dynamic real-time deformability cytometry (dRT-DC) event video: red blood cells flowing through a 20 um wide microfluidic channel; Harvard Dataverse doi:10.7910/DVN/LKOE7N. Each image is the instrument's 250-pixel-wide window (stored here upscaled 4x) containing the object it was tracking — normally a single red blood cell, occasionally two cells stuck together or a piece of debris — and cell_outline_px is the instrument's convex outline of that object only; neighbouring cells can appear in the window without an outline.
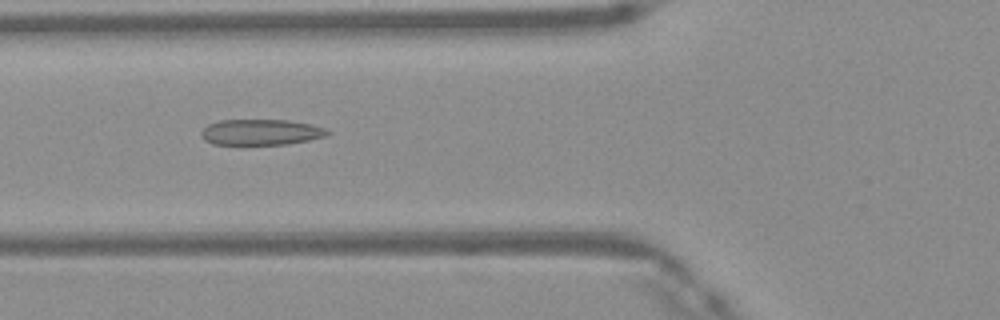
{"species": "Egyptian fruit bat (a non-hibernating species)", "species_latin": "Rousettus aegyptiacus", "temperature_condition": "warm", "stored_images_in_passage": 48, "camera_frame_rate_fps": 3000, "um_per_image_px": 0.085, "frame": {"image": 1, "passage_image": 18, "time_ms": 5.667, "image_size_px": [1000, 320], "cell_outline_px": [[332, 132], [328, 136], [288, 144], [212, 144], [204, 140], [200, 136], [200, 132], [208, 124], [220, 120], [288, 120], [312, 124], [324, 128]], "centroid_in_image_um": [22.19, 11.23], "position_along_channel_um": 103.6, "area_um2": 19.07}}
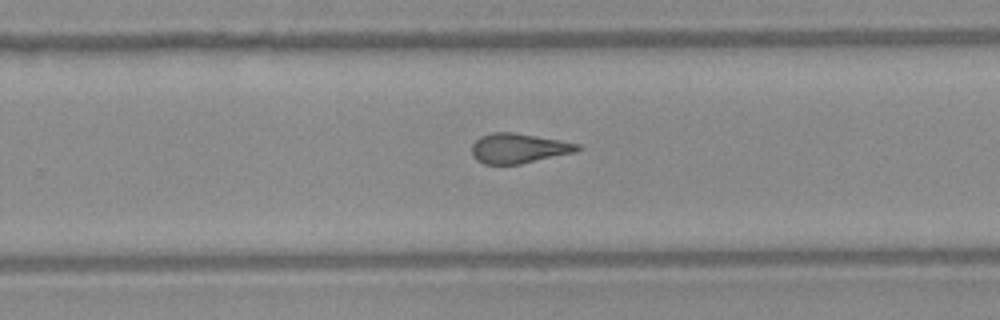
{"frame": {"image": 2, "passage_image": 31, "time_ms": 10.0, "image_size_px": [1000, 320], "cell_outline_px": [[584, 148], [576, 152], [520, 164], [484, 164], [476, 160], [472, 156], [472, 144], [480, 136], [492, 132], [512, 132], [536, 136], [580, 144]], "centroid_in_image_um": [44.08, 12.61], "position_along_channel_um": 285.7, "area_um2": 18.44}}
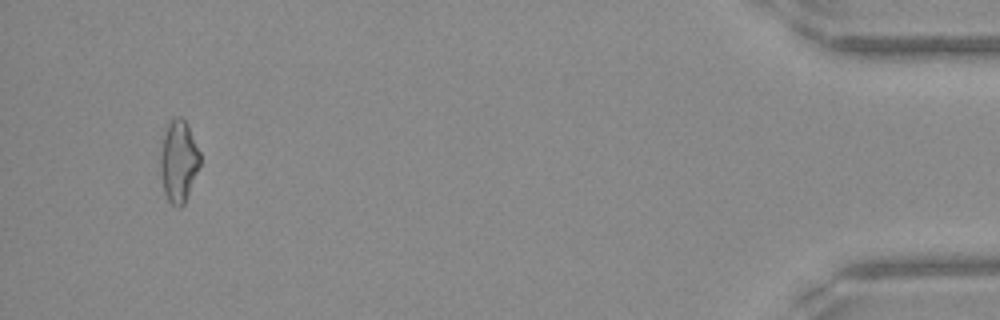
{"frame": {"image": 3, "passage_image": 46, "time_ms": 15.0, "image_size_px": [1000, 320], "cell_outline_px": [[200, 164], [184, 204], [180, 208], [176, 208], [168, 200], [164, 192], [160, 172], [160, 156], [164, 136], [168, 120], [176, 116], [180, 116], [188, 124], [200, 152]], "centroid_in_image_um": [15.18, 13.69], "position_along_channel_um": 420.0, "area_um2": 18.96}, "authors_computed_cell_mechanics": {"area_um2": 19.1896, "velocity_mm_per_s": 4.2042, "shape_relaxation_time_tau1_ms": null, "shape_relaxation_time_tau2_ms": 1.7812, "deformation_change_tau1": null, "deformation_change_tau2": 0.1119}}